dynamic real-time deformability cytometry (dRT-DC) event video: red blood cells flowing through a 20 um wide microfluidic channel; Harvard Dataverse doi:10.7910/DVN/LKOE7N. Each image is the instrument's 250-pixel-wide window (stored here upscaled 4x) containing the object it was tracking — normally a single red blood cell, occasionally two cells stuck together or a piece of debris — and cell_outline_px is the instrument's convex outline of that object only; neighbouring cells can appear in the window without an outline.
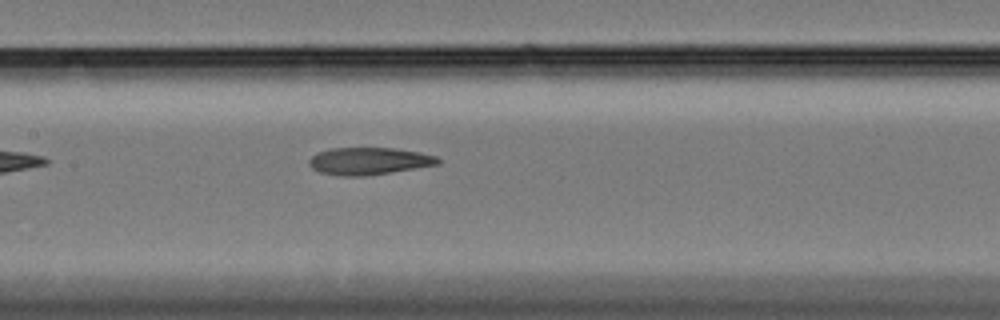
{"species": "Egyptian fruit bat (a non-hibernating species)", "species_latin": "Rousettus aegyptiacus", "temperature_condition": "cold", "stored_images_in_passage": 24, "camera_frame_rate_fps": 3000, "um_per_image_px": 0.085, "animal": {"sex": "female"}, "frame": {"image": 1, "passage_image": 11, "time_ms": 3.333, "image_size_px": [1000, 320], "cell_outline_px": [[440, 164], [364, 176], [340, 176], [320, 172], [312, 168], [308, 164], [308, 160], [316, 152], [328, 148], [396, 148], [420, 152], [436, 156], [440, 160]], "centroid_in_image_um": [31.32, 13.68], "position_along_channel_um": 176.1, "area_um2": 20.52}}
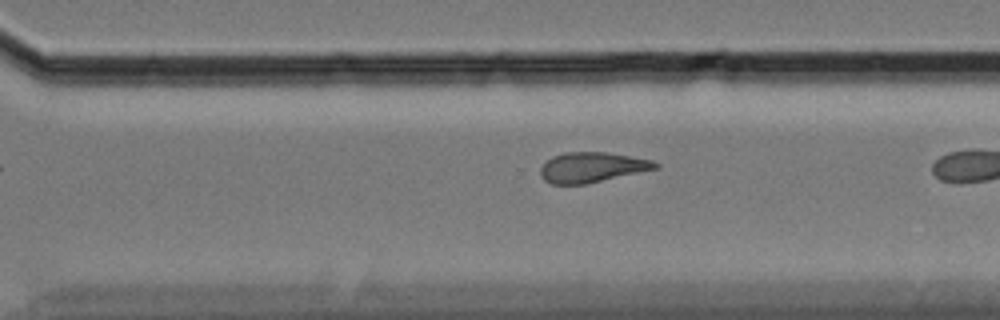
{"frame": {"image": 2, "passage_image": 21, "time_ms": 6.667, "image_size_px": [1000, 320], "cell_outline_px": [[660, 168], [584, 184], [552, 184], [544, 180], [540, 176], [540, 168], [552, 156], [564, 152], [608, 152], [652, 160], [660, 164]], "centroid_in_image_um": [50.32, 14.21], "position_along_channel_um": 320.3, "area_um2": 20.17}}